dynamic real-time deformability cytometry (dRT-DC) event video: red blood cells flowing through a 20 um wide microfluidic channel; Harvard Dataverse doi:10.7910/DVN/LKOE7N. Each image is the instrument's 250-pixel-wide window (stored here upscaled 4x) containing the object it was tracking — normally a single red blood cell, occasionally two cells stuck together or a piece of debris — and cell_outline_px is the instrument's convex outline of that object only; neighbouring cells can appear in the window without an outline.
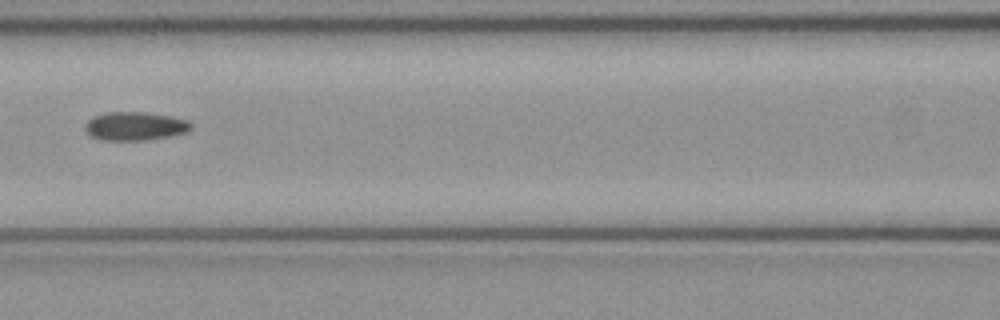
{"species": "common noctule bat (a hibernating species)", "species_latin": "Nyctalus noctula", "temperature_condition": "cold", "stored_images_in_passage": 7, "camera_frame_rate_fps": 3000, "um_per_image_px": 0.085, "animal": {"sex": "female", "body_mass_g": 21.9}, "frame": {"image": 1, "passage_image": 7, "time_ms": 2.0, "image_size_px": [1000, 320], "cell_outline_px": [[192, 128], [188, 132], [148, 140], [100, 140], [92, 136], [84, 128], [84, 124], [92, 116], [104, 112], [144, 112], [172, 116], [188, 120], [192, 124]], "centroid_in_image_um": [11.48, 10.71], "position_along_channel_um": 155.1, "area_um2": 17.8}}